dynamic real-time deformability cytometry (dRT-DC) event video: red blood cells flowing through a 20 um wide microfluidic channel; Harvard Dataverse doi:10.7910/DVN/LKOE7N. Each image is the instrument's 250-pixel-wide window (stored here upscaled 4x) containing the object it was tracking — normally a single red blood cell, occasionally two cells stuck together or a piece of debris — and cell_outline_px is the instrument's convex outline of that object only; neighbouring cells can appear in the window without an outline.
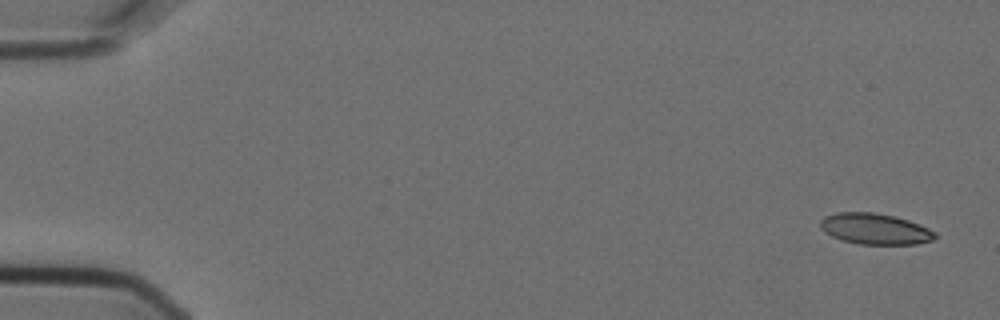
{"species": "Egyptian fruit bat (a non-hibernating species)", "species_latin": "Rousettus aegyptiacus", "temperature_condition": "cold", "stored_images_in_passage": 5, "camera_frame_rate_fps": 3000, "um_per_image_px": 0.085, "animal": {"sex": "female"}, "frame": {"image": 1, "passage_image": 1, "time_ms": 0.0, "image_size_px": [1000, 320], "cell_outline_px": [[936, 236], [932, 240], [916, 244], [860, 244], [840, 240], [824, 232], [820, 228], [820, 220], [824, 216], [836, 212], [872, 212], [896, 216], [908, 220], [928, 228], [936, 232]], "centroid_in_image_um": [74.34, 19.45], "position_along_channel_um": 10.7, "area_um2": 20.81}}
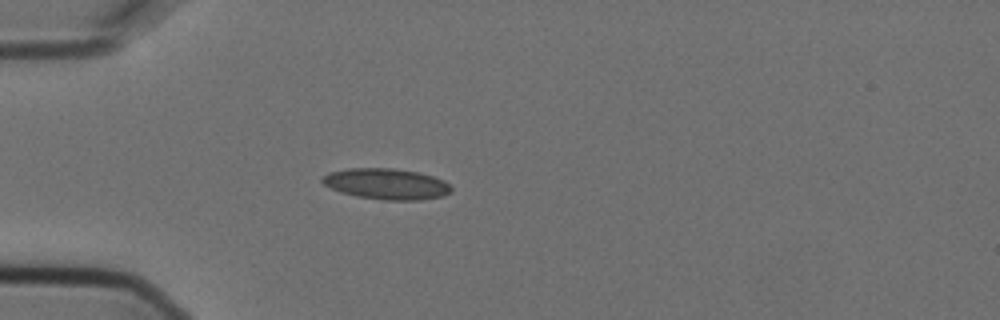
{"frame": {"image": 2, "passage_image": 5, "time_ms": 1.333, "image_size_px": [1000, 320], "cell_outline_px": [[452, 192], [444, 196], [420, 200], [384, 200], [356, 196], [340, 192], [324, 184], [320, 180], [320, 176], [328, 172], [348, 168], [392, 168], [416, 172], [432, 176], [444, 180], [452, 188]], "centroid_in_image_um": [32.83, 15.63], "position_along_channel_um": 52.2, "area_um2": 23.35}}